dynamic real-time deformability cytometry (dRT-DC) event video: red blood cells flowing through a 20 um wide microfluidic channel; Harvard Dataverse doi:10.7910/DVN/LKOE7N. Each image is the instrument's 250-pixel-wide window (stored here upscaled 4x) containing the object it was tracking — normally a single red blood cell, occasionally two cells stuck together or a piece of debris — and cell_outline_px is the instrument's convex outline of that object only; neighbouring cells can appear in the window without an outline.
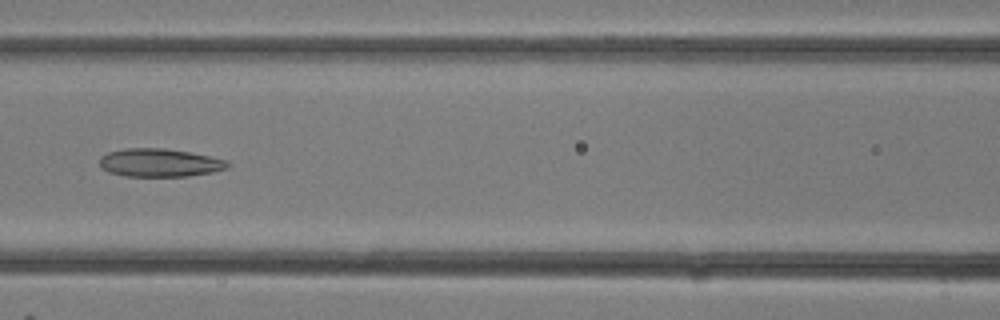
{"species": "common noctule bat (a hibernating species)", "species_latin": "Nyctalus noctula", "temperature_condition": "room temperature", "stored_images_in_passage": 21, "camera_frame_rate_fps": 3000, "um_per_image_px": 0.085, "animal": {"sex": "female"}, "frame": {"image": 1, "passage_image": 14, "time_ms": 4.333, "image_size_px": [1000, 320], "cell_outline_px": [[232, 164], [228, 168], [212, 172], [188, 176], [124, 176], [108, 172], [100, 164], [100, 156], [108, 152], [124, 148], [164, 148], [188, 152], [228, 160]], "centroid_in_image_um": [13.58, 13.83], "position_along_channel_um": 153.0, "area_um2": 21.04}}
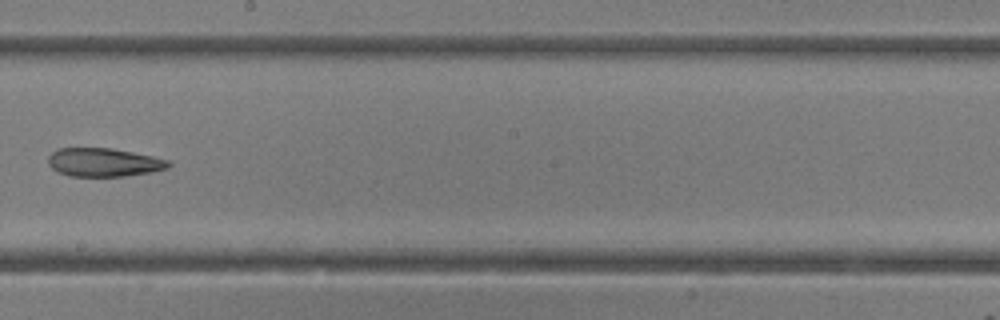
{"frame": {"image": 2, "passage_image": 18, "time_ms": 5.667, "image_size_px": [1000, 320], "cell_outline_px": [[172, 164], [168, 168], [152, 172], [124, 176], [68, 176], [56, 172], [48, 164], [48, 156], [52, 152], [60, 148], [112, 148], [152, 156], [168, 160]], "centroid_in_image_um": [8.8, 13.8], "position_along_channel_um": 239.4, "area_um2": 20.06}}
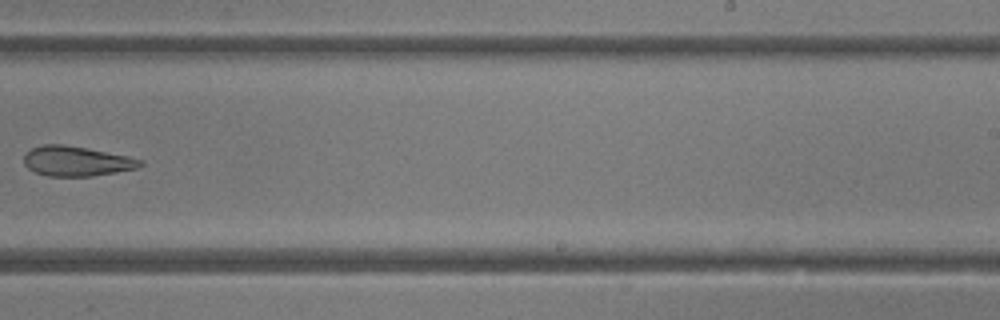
{"frame": {"image": 3, "passage_image": 20, "time_ms": 6.333, "image_size_px": [1000, 320], "cell_outline_px": [[144, 164], [136, 168], [116, 172], [92, 176], [48, 176], [32, 172], [24, 164], [24, 156], [32, 148], [40, 144], [60, 144], [88, 148], [128, 156], [144, 160]], "centroid_in_image_um": [6.49, 13.7], "position_along_channel_um": 282.5, "area_um2": 20.35}}